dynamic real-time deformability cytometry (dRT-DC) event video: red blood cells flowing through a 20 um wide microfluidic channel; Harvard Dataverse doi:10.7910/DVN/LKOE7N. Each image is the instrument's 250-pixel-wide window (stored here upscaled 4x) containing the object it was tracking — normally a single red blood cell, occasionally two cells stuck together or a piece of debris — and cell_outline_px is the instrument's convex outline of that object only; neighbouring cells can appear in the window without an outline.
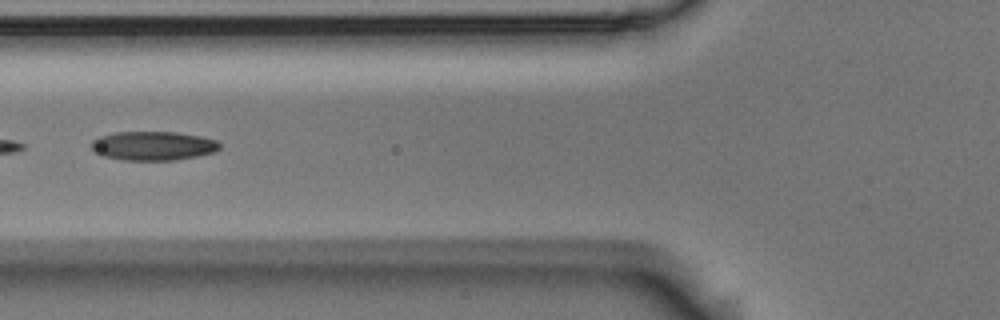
{"species": "Egyptian fruit bat (a non-hibernating species)", "species_latin": "Rousettus aegyptiacus", "temperature_condition": "room temperature", "stored_images_in_passage": 24, "camera_frame_rate_fps": 3000, "um_per_image_px": 0.085, "animal": {"sex": "male"}, "frame": {"image": 1, "passage_image": 19, "time_ms": 6.0, "image_size_px": [1000, 320], "cell_outline_px": [[220, 148], [216, 152], [176, 160], [120, 160], [104, 156], [92, 152], [88, 144], [92, 140], [100, 136], [116, 132], [176, 132], [200, 136], [216, 140], [220, 144]], "centroid_in_image_um": [12.96, 12.4], "position_along_channel_um": 112.8, "area_um2": 21.96}}
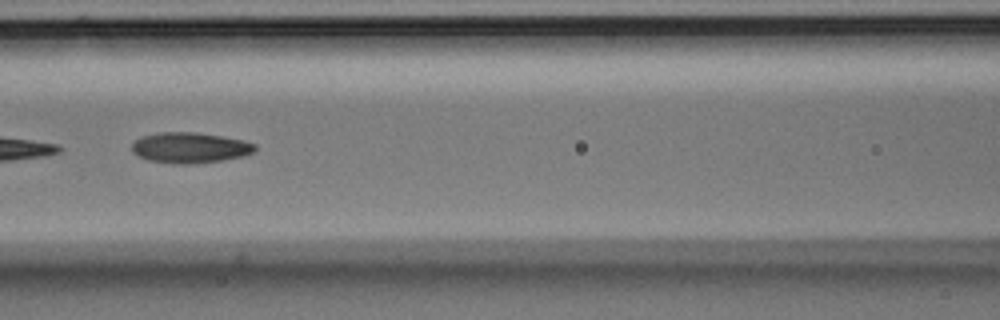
{"frame": {"image": 2, "passage_image": 22, "time_ms": 7.0, "image_size_px": [1000, 320], "cell_outline_px": [[256, 148], [252, 152], [244, 156], [220, 160], [192, 164], [176, 164], [148, 160], [132, 152], [132, 144], [140, 136], [160, 132], [196, 132], [244, 140], [256, 144]], "centroid_in_image_um": [16.13, 12.55], "position_along_channel_um": 150.5, "area_um2": 21.91}}